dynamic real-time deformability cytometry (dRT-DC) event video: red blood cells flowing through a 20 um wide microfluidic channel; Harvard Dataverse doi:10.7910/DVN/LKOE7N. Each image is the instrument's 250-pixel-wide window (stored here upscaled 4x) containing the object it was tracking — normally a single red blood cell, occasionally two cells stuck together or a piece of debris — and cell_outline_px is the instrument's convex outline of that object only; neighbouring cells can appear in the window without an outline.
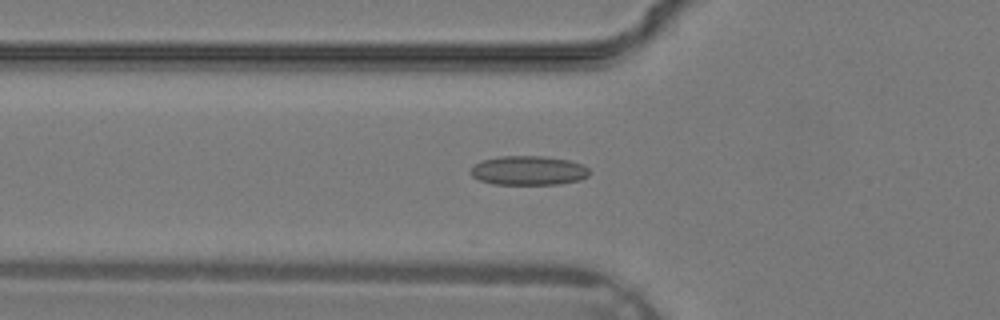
{"species": "common noctule bat (a hibernating species)", "species_latin": "Nyctalus noctula", "temperature_condition": "warm", "stored_images_in_passage": 32, "camera_frame_rate_fps": 3000, "um_per_image_px": 0.085, "animal": {"sex": "male", "body_mass_g": 19.2, "forearm_length_mm": 51.8}, "frame": {"image": 1, "passage_image": 9, "time_ms": 2.667, "image_size_px": [1000, 320], "cell_outline_px": [[588, 176], [580, 180], [560, 184], [492, 184], [480, 180], [472, 176], [472, 168], [480, 160], [500, 156], [544, 156], [568, 160], [580, 164], [588, 168]], "centroid_in_image_um": [44.92, 14.49], "position_along_channel_um": 80.9, "area_um2": 20.11}}
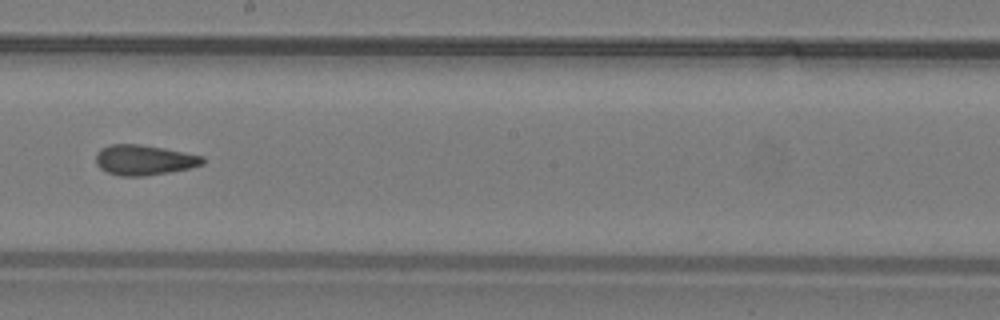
{"frame": {"image": 2, "passage_image": 17, "time_ms": 5.333, "image_size_px": [1000, 320], "cell_outline_px": [[204, 164], [188, 168], [168, 172], [144, 176], [120, 176], [108, 172], [100, 168], [96, 164], [96, 152], [100, 148], [112, 144], [140, 144], [164, 148], [204, 156]], "centroid_in_image_um": [12.22, 13.59], "position_along_channel_um": 236.0, "area_um2": 18.79}}
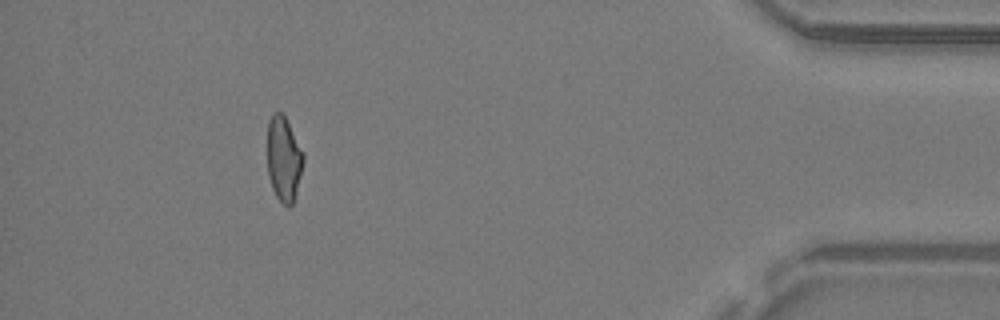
{"frame": {"image": 3, "passage_image": 29, "time_ms": 9.333, "image_size_px": [1000, 320], "cell_outline_px": [[304, 160], [296, 192], [292, 204], [288, 208], [276, 196], [272, 188], [268, 176], [268, 120], [272, 112], [284, 112], [304, 156]], "centroid_in_image_um": [24.1, 13.47], "position_along_channel_um": 411.1, "area_um2": 17.74}}